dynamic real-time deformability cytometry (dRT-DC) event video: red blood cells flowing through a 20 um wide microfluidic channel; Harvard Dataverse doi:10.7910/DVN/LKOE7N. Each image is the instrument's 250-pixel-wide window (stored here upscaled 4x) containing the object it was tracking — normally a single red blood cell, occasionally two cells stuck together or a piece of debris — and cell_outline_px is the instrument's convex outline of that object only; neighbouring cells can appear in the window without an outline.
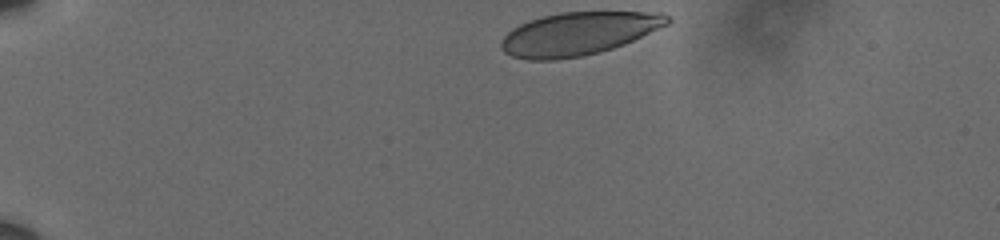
{"species": "human", "species_latin": "Homo sapiens", "temperature_condition": "cold", "stored_images_in_passage": 39, "camera_frame_rate_fps": 3000, "um_per_image_px": 0.085, "donor": {"sex": "male"}, "frame": {"image": 1, "passage_image": 1, "time_ms": 0.0, "image_size_px": [1000, 240], "cell_outline_px": [[672, 20], [668, 24], [624, 44], [600, 52], [580, 56], [556, 60], [528, 60], [512, 56], [504, 52], [500, 48], [500, 40], [512, 28], [528, 20], [560, 12], [664, 12]], "centroid_in_image_um": [49.14, 2.86], "position_along_channel_um": 35.9, "area_um2": 41.67}}
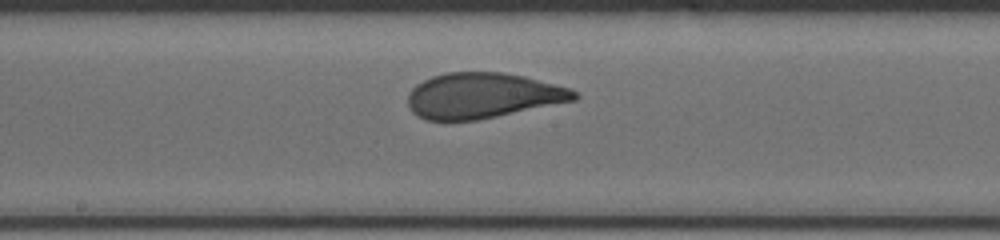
{"frame": {"image": 2, "passage_image": 22, "time_ms": 7.0, "image_size_px": [1000, 240], "cell_outline_px": [[580, 96], [576, 100], [476, 120], [424, 120], [416, 116], [412, 112], [408, 104], [408, 92], [416, 84], [432, 76], [448, 72], [500, 72], [524, 76], [568, 88], [576, 92]], "centroid_in_image_um": [40.98, 8.13], "position_along_channel_um": 207.2, "area_um2": 43.87}}
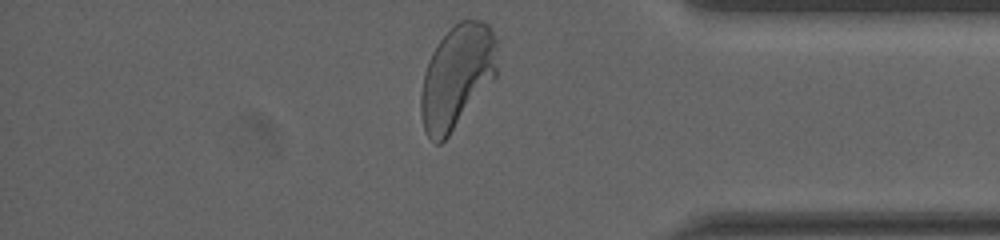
{"frame": {"image": 3, "passage_image": 39, "time_ms": 12.667, "image_size_px": [1000, 240], "cell_outline_px": [[496, 76], [448, 136], [440, 144], [436, 144], [424, 132], [420, 112], [420, 96], [424, 72], [428, 60], [432, 52], [440, 40], [460, 20], [484, 20], [488, 24], [496, 36]], "centroid_in_image_um": [38.82, 6.51], "position_along_channel_um": 396.4, "area_um2": 45.72}, "authors_computed_cell_mechanics": {"area_um2": 44.2748, "velocity_mm_per_s": 3.5872, "shape_relaxation_time_tau1_ms": 4.3308, "shape_relaxation_time_tau2_ms": null, "deformation_change_tau1": 0.1652, "deformation_change_tau2": null}}